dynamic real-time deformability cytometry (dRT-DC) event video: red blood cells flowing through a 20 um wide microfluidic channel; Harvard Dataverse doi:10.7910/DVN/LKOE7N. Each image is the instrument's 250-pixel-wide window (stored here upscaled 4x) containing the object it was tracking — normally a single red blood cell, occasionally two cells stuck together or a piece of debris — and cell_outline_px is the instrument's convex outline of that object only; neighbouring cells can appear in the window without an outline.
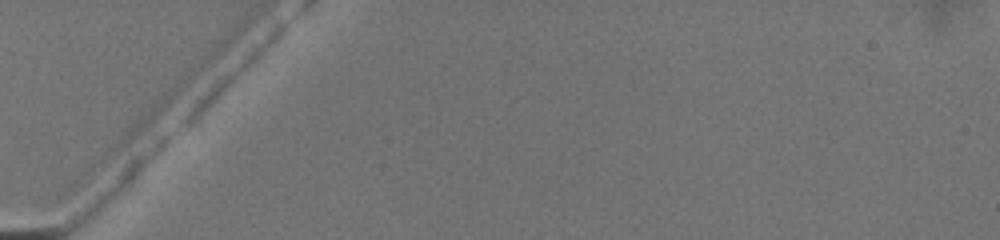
{"species": "common noctule bat (a hibernating species)", "species_latin": "Nyctalus noctula", "temperature_condition": "warm", "stored_images_in_passage": 4, "camera_frame_rate_fps": 3000, "um_per_image_px": 0.085, "animal": {"sex": "female", "body_mass_g": 19.5, "forearm_length_mm": 54.1}, "frame": {"image": 1, "passage_image": 1, "time_ms": 0.0, "image_size_px": [1000, 240], "cell_outline_px": [[284, 28], [280, 36], [196, 124], [184, 124], [184, 120], [196, 104], [220, 80], [276, 28], [284, 24]], "centroid_in_image_um": [19.64, 6.68], "position_along_channel_um": 65.4, "area_um2": 11.21}}